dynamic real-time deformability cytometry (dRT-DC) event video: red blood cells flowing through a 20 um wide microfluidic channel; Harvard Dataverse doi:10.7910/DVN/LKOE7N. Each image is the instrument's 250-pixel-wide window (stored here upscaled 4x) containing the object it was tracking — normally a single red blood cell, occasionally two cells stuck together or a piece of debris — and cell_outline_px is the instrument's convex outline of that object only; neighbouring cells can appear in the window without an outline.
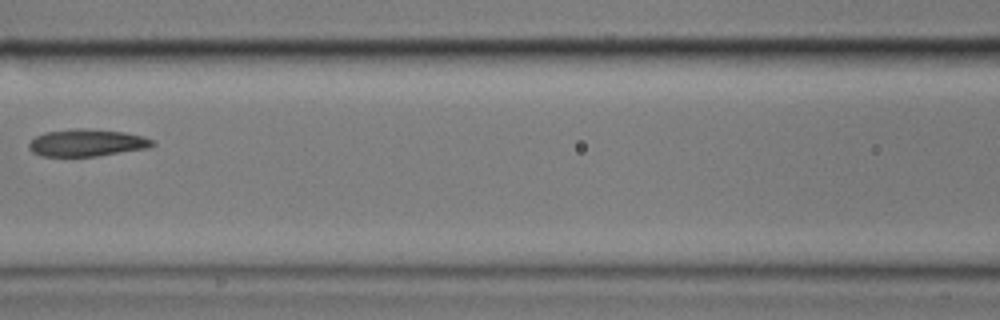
{"species": "common noctule bat (a hibernating species)", "species_latin": "Nyctalus noctula", "temperature_condition": "cold", "stored_images_in_passage": 10, "camera_frame_rate_fps": 3000, "um_per_image_px": 0.085, "animal": {"sex": "male", "body_mass_g": 17.9}, "frame": {"image": 1, "passage_image": 7, "time_ms": 7.333, "image_size_px": [1000, 320], "cell_outline_px": [[156, 144], [148, 148], [96, 156], [40, 156], [32, 152], [28, 148], [28, 144], [36, 136], [44, 132], [72, 128], [84, 128], [124, 132], [144, 136], [152, 140]], "centroid_in_image_um": [7.36, 12.13], "position_along_channel_um": 159.2, "area_um2": 19.65}}